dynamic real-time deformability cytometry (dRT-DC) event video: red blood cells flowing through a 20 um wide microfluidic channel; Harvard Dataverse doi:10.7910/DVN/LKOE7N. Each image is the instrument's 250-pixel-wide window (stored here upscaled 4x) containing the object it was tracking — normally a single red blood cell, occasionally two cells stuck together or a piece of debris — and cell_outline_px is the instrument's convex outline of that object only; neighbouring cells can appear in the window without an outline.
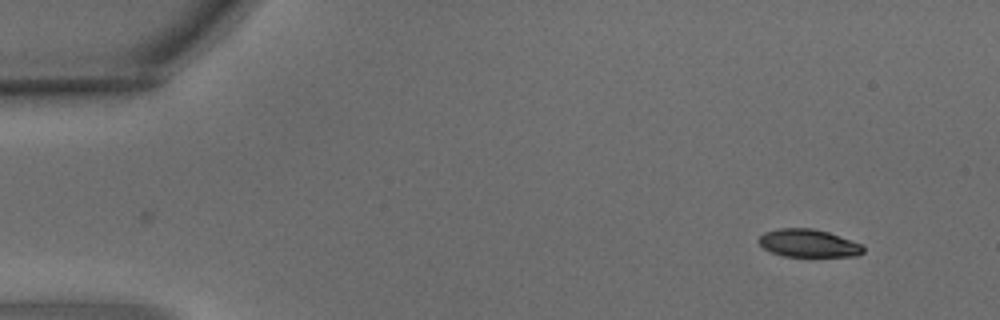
{"species": "common noctule bat (a hibernating species)", "species_latin": "Nyctalus noctula", "temperature_condition": "warm", "stored_images_in_passage": 2, "camera_frame_rate_fps": 3000, "um_per_image_px": 0.085, "animal": {"sex": "male", "body_mass_g": 15.6}, "frame": {"image": 1, "passage_image": 2, "time_ms": 0.333, "image_size_px": [1000, 320], "cell_outline_px": [[864, 252], [856, 256], [784, 256], [772, 252], [764, 248], [756, 240], [764, 232], [780, 228], [812, 228], [828, 232], [860, 244], [864, 248]], "centroid_in_image_um": [68.68, 20.67], "position_along_channel_um": 16.3, "area_um2": 16.76}}